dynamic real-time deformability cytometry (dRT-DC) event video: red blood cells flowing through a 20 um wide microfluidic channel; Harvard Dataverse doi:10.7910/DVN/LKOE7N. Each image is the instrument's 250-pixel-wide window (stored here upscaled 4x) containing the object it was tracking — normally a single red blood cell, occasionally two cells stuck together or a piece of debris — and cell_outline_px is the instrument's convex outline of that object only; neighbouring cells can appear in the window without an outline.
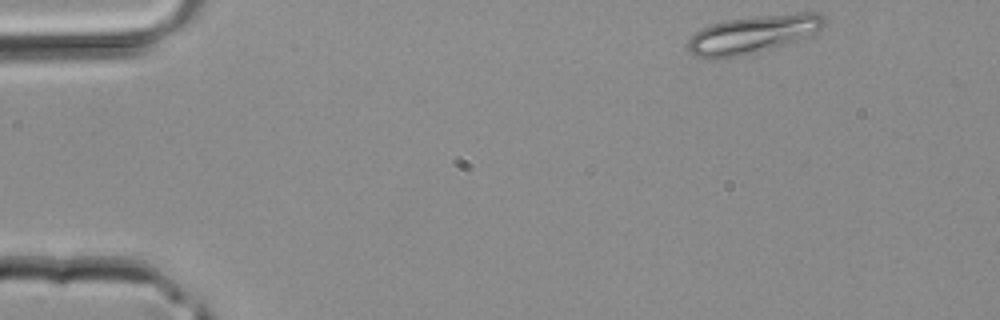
{"species": "common noctule bat (a hibernating species)", "species_latin": "Nyctalus noctula", "temperature_condition": "room temperature", "stored_images_in_passage": 37, "camera_frame_rate_fps": 3000, "um_per_image_px": 0.085, "animal": {"sex": "male", "body_mass_g": 20.4}, "frame": {"image": 1, "passage_image": 1, "time_ms": 0.0, "image_size_px": [1000, 320], "cell_outline_px": [[824, 24], [820, 28], [808, 36], [772, 48], [724, 60], [712, 60], [692, 56], [688, 52], [688, 40], [700, 28], [712, 24], [728, 20], [796, 12], [820, 12], [824, 16]], "centroid_in_image_um": [63.93, 2.94], "position_along_channel_um": 21.1, "area_um2": 30.23}}
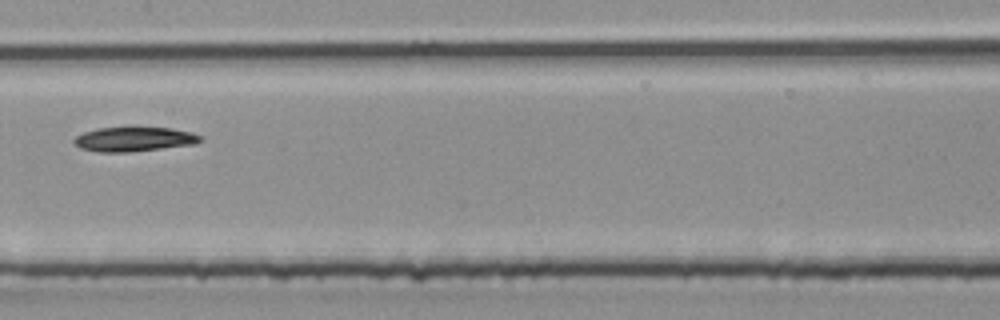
{"frame": {"image": 2, "passage_image": 17, "time_ms": 5.333, "image_size_px": [1000, 320], "cell_outline_px": [[204, 140], [196, 144], [128, 152], [100, 152], [80, 148], [72, 140], [76, 136], [84, 132], [100, 128], [132, 124], [172, 128], [192, 132], [200, 136]], "centroid_in_image_um": [11.43, 11.78], "position_along_channel_um": 196.0, "area_um2": 18.84}}
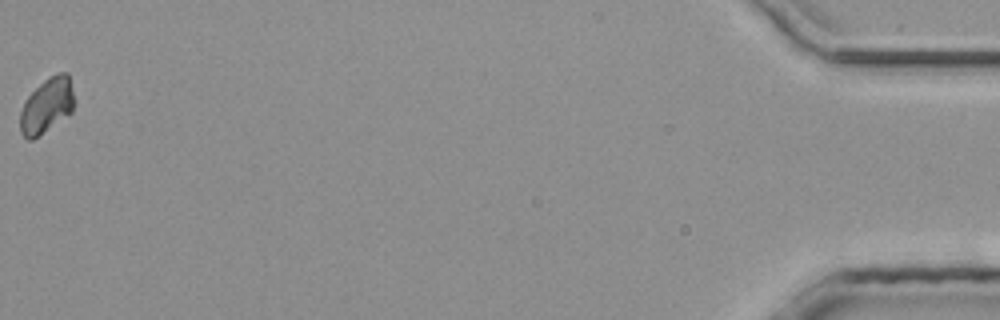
{"frame": {"image": 3, "passage_image": 37, "time_ms": 12.0, "image_size_px": [1000, 320], "cell_outline_px": [[76, 100], [72, 112], [32, 140], [28, 140], [20, 132], [20, 112], [28, 96], [44, 80], [56, 72], [68, 72]], "centroid_in_image_um": [4.01, 8.95], "position_along_channel_um": 431.2, "area_um2": 17.4}}